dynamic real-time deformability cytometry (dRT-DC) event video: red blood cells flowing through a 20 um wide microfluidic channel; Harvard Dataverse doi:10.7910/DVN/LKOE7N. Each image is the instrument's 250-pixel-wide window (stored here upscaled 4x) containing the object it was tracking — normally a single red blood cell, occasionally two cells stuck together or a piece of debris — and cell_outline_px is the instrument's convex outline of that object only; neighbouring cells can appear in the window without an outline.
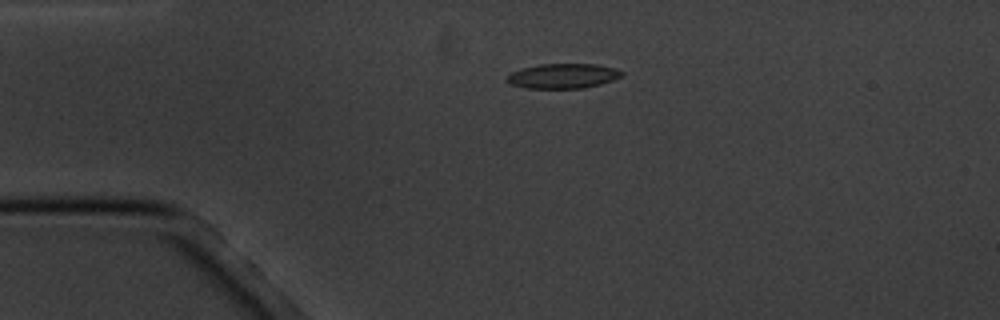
{"species": "common noctule bat (a hibernating species)", "species_latin": "Nyctalus noctula", "temperature_condition": "cold", "stored_images_in_passage": 3, "camera_frame_rate_fps": 3000, "um_per_image_px": 0.085, "animal": {"sex": "male", "body_mass_g": 20.1, "forearm_length_mm": 53.5}, "frame": {"image": 1, "passage_image": 2, "time_ms": 1.0, "image_size_px": [1000, 320], "cell_outline_px": [[624, 76], [600, 84], [584, 88], [528, 88], [512, 84], [508, 80], [508, 76], [512, 72], [520, 68], [540, 64], [596, 64], [612, 68], [624, 72]], "centroid_in_image_um": [47.88, 6.45], "position_along_channel_um": 37.1, "area_um2": 16.42}}